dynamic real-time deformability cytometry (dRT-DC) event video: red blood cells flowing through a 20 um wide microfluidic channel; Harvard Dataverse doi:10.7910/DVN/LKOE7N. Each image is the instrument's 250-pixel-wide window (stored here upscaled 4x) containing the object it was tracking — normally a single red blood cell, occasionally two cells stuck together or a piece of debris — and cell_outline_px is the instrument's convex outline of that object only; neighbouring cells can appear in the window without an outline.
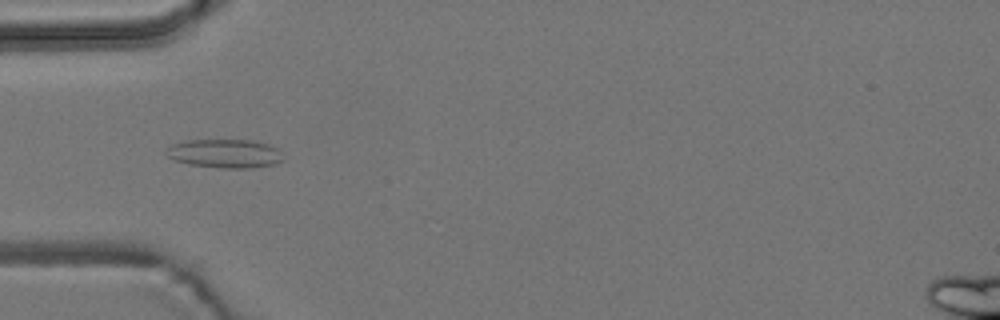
{"species": "common noctule bat (a hibernating species)", "species_latin": "Nyctalus noctula", "temperature_condition": "room temperature", "stored_images_in_passage": 5, "camera_frame_rate_fps": 3000, "um_per_image_px": 0.085, "animal": {"sex": "male", "body_mass_g": 19.2, "forearm_length_mm": 51.8}, "frame": {"image": 1, "passage_image": 2, "time_ms": 1.0, "image_size_px": [1000, 320], "cell_outline_px": [[284, 160], [276, 164], [252, 168], [220, 168], [188, 164], [172, 160], [168, 156], [168, 148], [172, 144], [188, 140], [252, 140], [268, 144], [276, 148], [280, 152]], "centroid_in_image_um": [19.14, 13.06], "position_along_channel_um": 65.9, "area_um2": 19.59}}
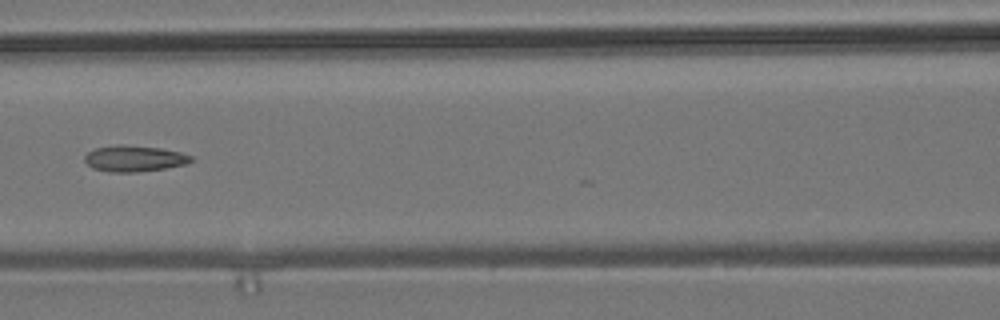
{"frame": {"image": 2, "passage_image": 4, "time_ms": 3.333, "image_size_px": [1000, 320], "cell_outline_px": [[196, 160], [184, 164], [164, 168], [136, 172], [108, 172], [92, 168], [84, 160], [84, 156], [88, 152], [96, 148], [116, 144], [124, 144], [160, 148], [180, 152], [192, 156]], "centroid_in_image_um": [11.4, 13.47], "position_along_channel_um": 155.2, "area_um2": 16.24}}
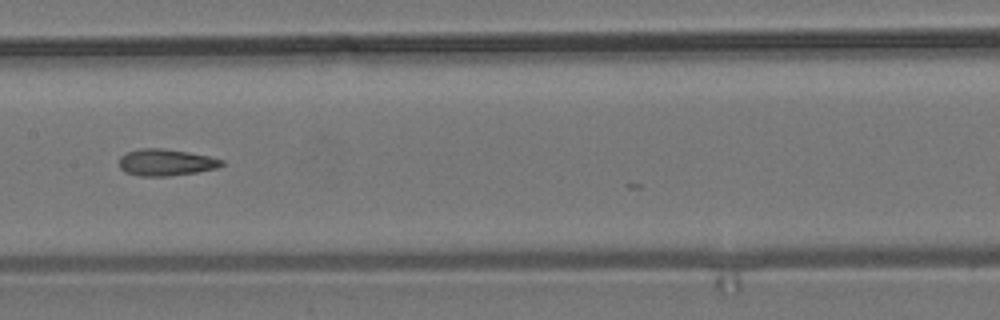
{"frame": {"image": 3, "passage_image": 5, "time_ms": 4.333, "image_size_px": [1000, 320], "cell_outline_px": [[224, 164], [216, 168], [196, 172], [168, 176], [140, 176], [124, 172], [120, 168], [120, 156], [128, 152], [140, 148], [160, 148], [188, 152], [208, 156], [224, 160]], "centroid_in_image_um": [14.09, 13.8], "position_along_channel_um": 193.3, "area_um2": 15.84}}